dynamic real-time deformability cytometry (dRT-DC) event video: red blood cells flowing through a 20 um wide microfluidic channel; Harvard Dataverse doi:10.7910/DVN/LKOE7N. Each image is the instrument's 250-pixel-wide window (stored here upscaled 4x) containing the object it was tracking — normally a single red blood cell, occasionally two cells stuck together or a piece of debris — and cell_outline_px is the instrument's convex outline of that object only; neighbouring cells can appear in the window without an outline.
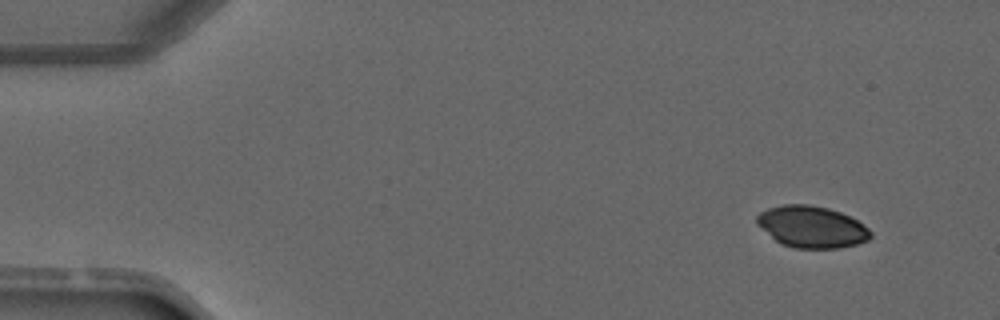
{"species": "common noctule bat (a hibernating species)", "species_latin": "Nyctalus noctula", "temperature_condition": "warm", "stored_images_in_passage": 8, "segment_of_instrument_passage": [1, 2], "camera_frame_rate_fps": 3000, "um_per_image_px": 0.085, "animal": {"sex": "male", "forearm_length_mm": 52.5}, "frame": {"image": 1, "passage_image": 1, "time_ms": 0.0, "image_size_px": [1000, 320], "cell_outline_px": [[872, 236], [868, 240], [856, 244], [836, 248], [796, 248], [784, 244], [776, 240], [756, 220], [756, 216], [760, 212], [768, 208], [784, 204], [808, 204], [828, 208], [840, 212], [856, 220], [868, 228], [872, 232]], "centroid_in_image_um": [69.03, 19.27], "position_along_channel_um": 16.0, "area_um2": 27.11}}